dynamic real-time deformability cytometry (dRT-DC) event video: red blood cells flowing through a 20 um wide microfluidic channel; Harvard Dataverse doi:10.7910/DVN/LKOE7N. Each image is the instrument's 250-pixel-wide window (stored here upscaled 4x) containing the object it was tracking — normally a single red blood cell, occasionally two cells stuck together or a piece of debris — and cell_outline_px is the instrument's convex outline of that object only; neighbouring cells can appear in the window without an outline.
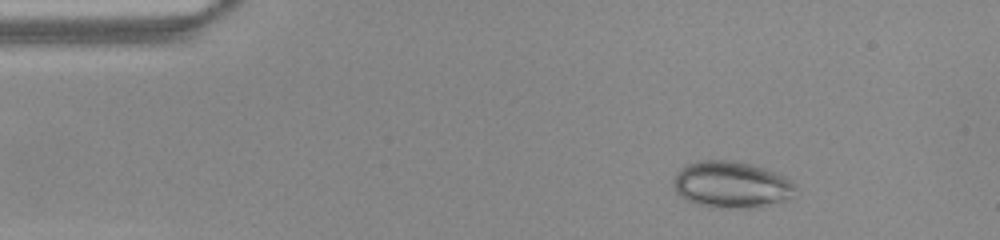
{"species": "common noctule bat (a hibernating species)", "species_latin": "Nyctalus noctula", "temperature_condition": "warm", "stored_images_in_passage": 51, "camera_frame_rate_fps": 3000, "um_per_image_px": 0.085, "animal": {"sex": "female", "body_mass_g": 22.0, "forearm_length_mm": 56.7}, "frame": {"image": 1, "passage_image": 7, "time_ms": 2.0, "image_size_px": [1000, 240], "cell_outline_px": [[796, 188], [792, 196], [784, 200], [756, 208], [712, 208], [688, 200], [680, 196], [676, 192], [672, 184], [672, 180], [676, 172], [688, 164], [700, 160], [736, 160], [752, 164], [764, 168], [784, 176], [796, 184]], "centroid_in_image_um": [62.15, 15.69], "position_along_channel_um": 22.8, "area_um2": 33.35}}
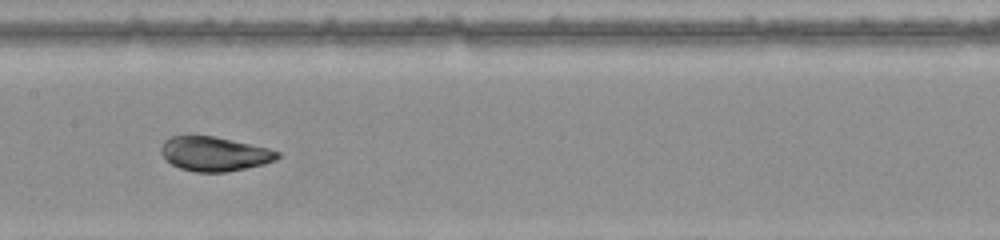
{"frame": {"image": 2, "passage_image": 25, "time_ms": 8.0, "image_size_px": [1000, 240], "cell_outline_px": [[280, 156], [276, 160], [264, 164], [224, 172], [196, 172], [180, 168], [164, 160], [160, 152], [160, 148], [164, 140], [172, 136], [188, 132], [216, 136], [268, 148], [280, 152]], "centroid_in_image_um": [18.15, 13.03], "position_along_channel_um": 189.3, "area_um2": 23.99}}
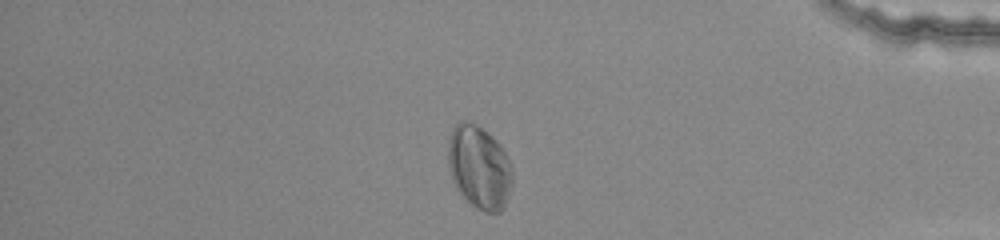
{"frame": {"image": 3, "passage_image": 43, "time_ms": 14.0, "image_size_px": [1000, 240], "cell_outline_px": [[512, 184], [504, 208], [500, 212], [484, 212], [476, 208], [456, 188], [452, 180], [448, 164], [448, 140], [452, 128], [460, 120], [472, 120], [484, 128], [500, 144], [508, 160], [512, 172]], "centroid_in_image_um": [40.72, 14.17], "position_along_channel_um": 394.5, "area_um2": 31.44}, "authors_computed_cell_mechanics": {"area_um2": 28.9578, "velocity_mm_per_s": 3.9551, "shape_relaxation_time_tau1_ms": 2.3844, "shape_relaxation_time_tau2_ms": 1.2298, "deformation_change_tau1": 0.0832, "deformation_change_tau2": 0.0426}}